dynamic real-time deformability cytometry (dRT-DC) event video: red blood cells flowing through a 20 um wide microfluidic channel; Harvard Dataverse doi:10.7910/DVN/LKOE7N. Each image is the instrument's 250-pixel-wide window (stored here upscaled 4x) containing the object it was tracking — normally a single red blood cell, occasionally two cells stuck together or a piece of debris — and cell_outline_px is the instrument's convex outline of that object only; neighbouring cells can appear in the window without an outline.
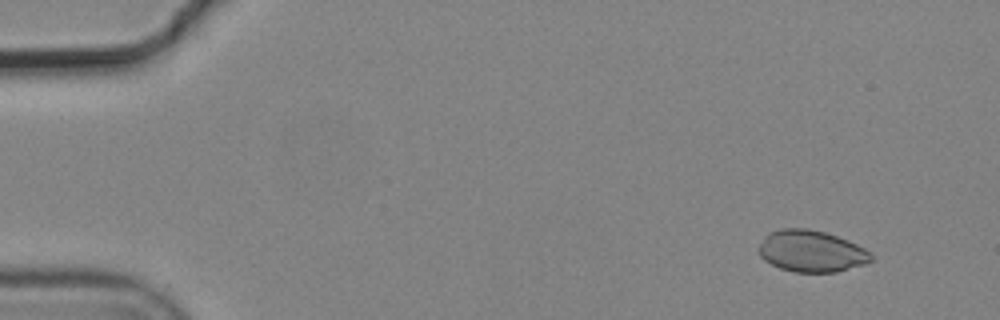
{"species": "common noctule bat (a hibernating species)", "species_latin": "Nyctalus noctula", "temperature_condition": "cold", "stored_images_in_passage": 5, "camera_frame_rate_fps": 3000, "um_per_image_px": 0.085, "animal": {"sex": "male", "body_mass_g": 19.2, "forearm_length_mm": 51.8}, "frame": {"image": 1, "passage_image": 1, "time_ms": 0.0, "image_size_px": [1000, 320], "cell_outline_px": [[872, 260], [864, 264], [836, 272], [792, 272], [780, 268], [764, 260], [760, 256], [756, 248], [764, 236], [768, 232], [780, 228], [808, 228], [824, 232], [848, 240], [864, 248], [872, 256]], "centroid_in_image_um": [68.9, 21.34], "position_along_channel_um": 16.1, "area_um2": 27.4}}
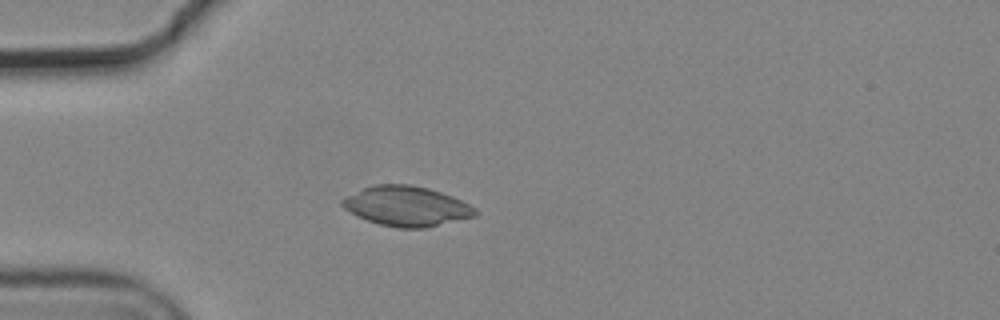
{"frame": {"image": 2, "passage_image": 4, "time_ms": 1.0, "image_size_px": [1000, 320], "cell_outline_px": [[480, 212], [476, 216], [424, 228], [400, 228], [380, 224], [356, 216], [344, 208], [340, 204], [340, 200], [372, 184], [408, 184], [428, 188], [452, 196], [476, 208]], "centroid_in_image_um": [34.56, 17.52], "position_along_channel_um": 50.4, "area_um2": 30.75}}